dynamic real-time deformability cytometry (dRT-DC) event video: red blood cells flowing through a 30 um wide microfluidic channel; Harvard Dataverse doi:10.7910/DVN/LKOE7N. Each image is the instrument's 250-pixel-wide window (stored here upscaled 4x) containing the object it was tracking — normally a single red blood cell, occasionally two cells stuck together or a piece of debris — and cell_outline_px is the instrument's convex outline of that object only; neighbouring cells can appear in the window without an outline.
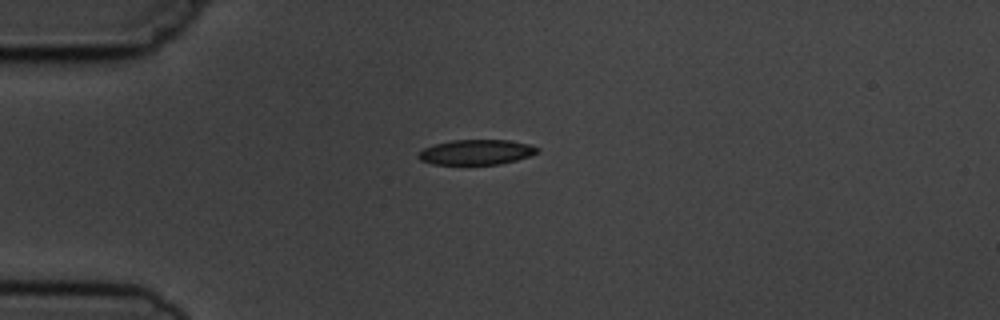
{"species": "common noctule bat (a hibernating species)", "species_latin": "Nyctalus noctula", "temperature_condition": "cold", "stored_images_in_passage": 5, "camera_frame_rate_fps": 3000, "um_per_image_px": 0.085, "animal": {"sex": "male", "body_mass_g": 19.5, "forearm_length_mm": 54.6}, "frame": {"image": 1, "passage_image": 1, "time_ms": 0.0, "image_size_px": [1000, 320], "cell_outline_px": [[540, 148], [536, 152], [528, 156], [516, 160], [500, 164], [432, 164], [420, 160], [416, 156], [424, 148], [436, 144], [452, 140], [508, 140], [528, 144]], "centroid_in_image_um": [40.46, 12.93], "position_along_channel_um": 44.5, "area_um2": 17.17}}
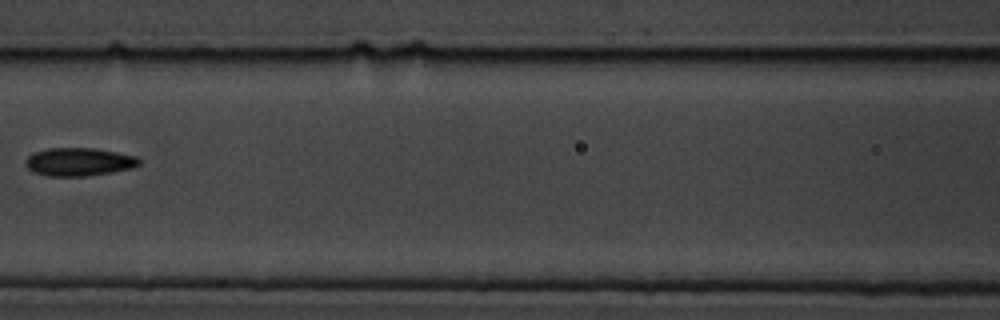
{"frame": {"image": 2, "passage_image": 4, "time_ms": 3.667, "image_size_px": [1000, 320], "cell_outline_px": [[140, 164], [132, 168], [112, 172], [88, 176], [48, 176], [32, 172], [28, 168], [28, 156], [32, 152], [48, 148], [96, 148], [136, 156], [140, 160]], "centroid_in_image_um": [6.72, 13.75], "position_along_channel_um": 159.9, "area_um2": 18.61}}
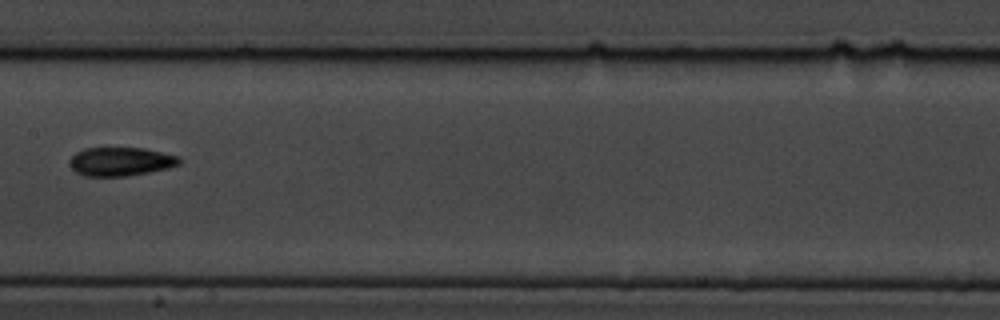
{"frame": {"image": 3, "passage_image": 5, "time_ms": 4.667, "image_size_px": [1000, 320], "cell_outline_px": [[180, 164], [168, 168], [128, 176], [84, 176], [76, 172], [68, 164], [72, 156], [76, 152], [84, 148], [144, 148], [180, 156]], "centroid_in_image_um": [10.25, 13.73], "position_along_channel_um": 197.1, "area_um2": 18.38}}